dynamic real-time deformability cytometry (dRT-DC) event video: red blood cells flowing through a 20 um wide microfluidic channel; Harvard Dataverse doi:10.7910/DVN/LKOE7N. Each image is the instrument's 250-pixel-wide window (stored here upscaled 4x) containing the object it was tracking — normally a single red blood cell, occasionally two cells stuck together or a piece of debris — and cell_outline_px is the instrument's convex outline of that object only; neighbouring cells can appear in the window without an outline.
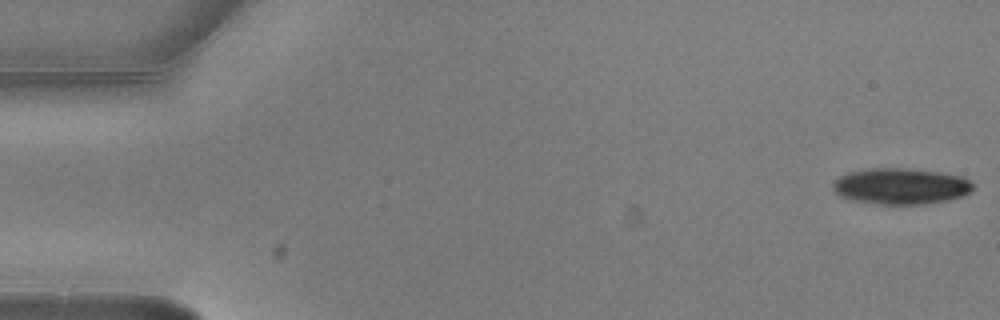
{"species": "common noctule bat (a hibernating species)", "species_latin": "Nyctalus noctula", "temperature_condition": "warm", "stored_images_in_passage": 5, "camera_frame_rate_fps": 3000, "um_per_image_px": 0.085, "animal": {"sex": "male", "body_mass_g": 20.5, "forearm_length_mm": 52.5}, "frame": {"image": 1, "passage_image": 1, "time_ms": 0.0, "image_size_px": [1000, 320], "cell_outline_px": [[972, 192], [964, 196], [948, 200], [924, 204], [876, 204], [848, 200], [840, 196], [832, 188], [832, 184], [840, 176], [848, 172], [868, 168], [908, 168], [940, 172], [960, 176], [972, 180]], "centroid_in_image_um": [76.57, 15.83], "position_along_channel_um": 8.4, "area_um2": 29.82}}